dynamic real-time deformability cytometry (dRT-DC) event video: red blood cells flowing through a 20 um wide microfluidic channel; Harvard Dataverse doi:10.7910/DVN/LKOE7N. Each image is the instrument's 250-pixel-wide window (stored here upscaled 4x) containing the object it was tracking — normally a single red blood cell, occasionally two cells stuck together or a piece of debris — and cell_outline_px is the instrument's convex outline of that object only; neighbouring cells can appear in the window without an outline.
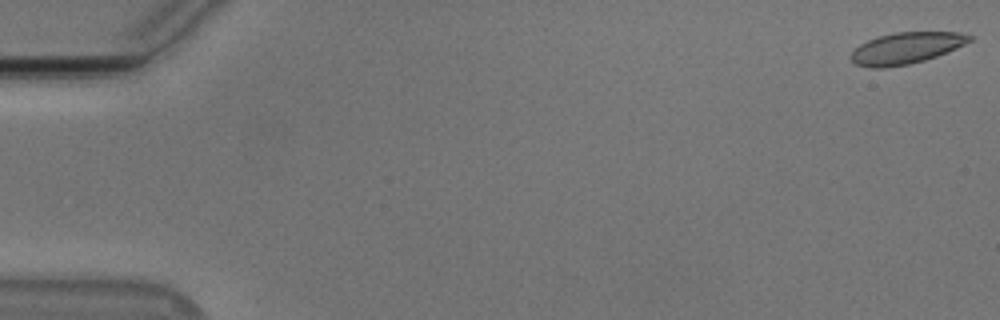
{"species": "Egyptian fruit bat (a non-hibernating species)", "species_latin": "Rousettus aegyptiacus", "temperature_condition": "cold", "stored_images_in_passage": 48, "camera_frame_rate_fps": 3000, "um_per_image_px": 0.085, "animal": {"sex": "male"}, "frame": {"image": 1, "passage_image": 1, "time_ms": 0.0, "image_size_px": [1000, 320], "cell_outline_px": [[972, 40], [956, 48], [936, 56], [924, 60], [908, 64], [884, 68], [872, 68], [856, 64], [848, 56], [860, 44], [868, 40], [892, 32], [960, 32], [972, 36]], "centroid_in_image_um": [77.0, 4.08], "position_along_channel_um": 8.0, "area_um2": 21.56}}
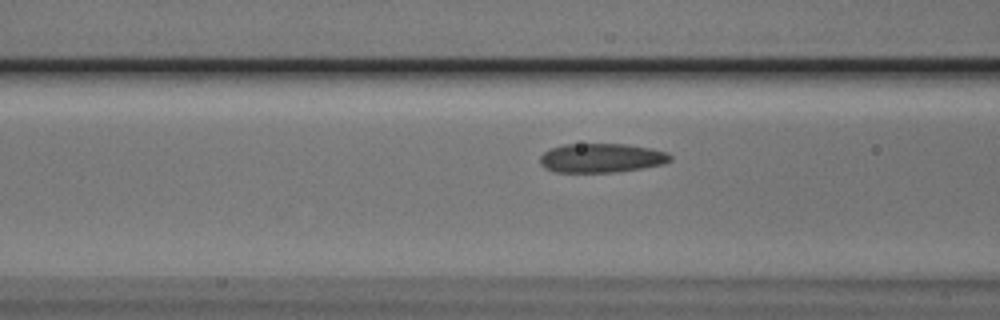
{"frame": {"image": 2, "passage_image": 22, "time_ms": 7.0, "image_size_px": [1000, 320], "cell_outline_px": [[672, 160], [664, 164], [616, 172], [556, 172], [544, 168], [540, 164], [540, 156], [544, 152], [552, 148], [564, 144], [628, 144], [652, 148], [668, 152], [672, 156]], "centroid_in_image_um": [51.15, 13.42], "position_along_channel_um": 115.5, "area_um2": 22.25}}
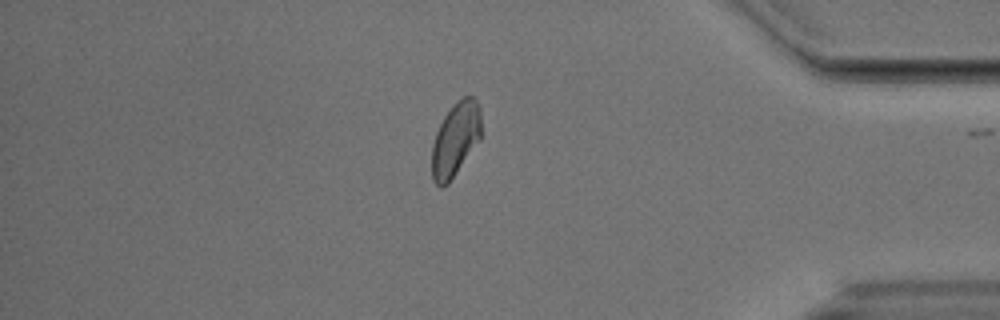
{"frame": {"image": 3, "passage_image": 47, "time_ms": 15.333, "image_size_px": [1000, 320], "cell_outline_px": [[480, 140], [448, 184], [440, 188], [432, 180], [432, 144], [436, 132], [444, 116], [456, 100], [464, 96], [472, 96], [476, 100], [480, 108]], "centroid_in_image_um": [38.7, 11.85], "position_along_channel_um": 396.5, "area_um2": 21.27}}